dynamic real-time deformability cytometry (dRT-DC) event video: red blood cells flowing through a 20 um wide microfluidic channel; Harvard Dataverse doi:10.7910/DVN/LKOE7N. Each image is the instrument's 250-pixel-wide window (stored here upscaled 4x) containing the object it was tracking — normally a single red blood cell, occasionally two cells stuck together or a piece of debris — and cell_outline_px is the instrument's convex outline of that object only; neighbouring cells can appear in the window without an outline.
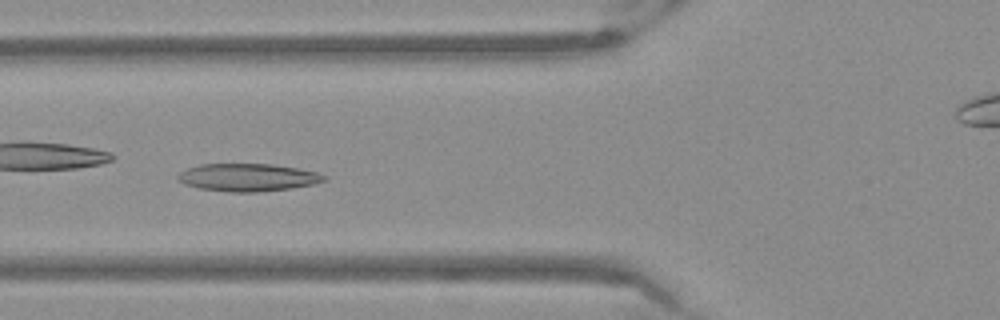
{"species": "Egyptian fruit bat (a non-hibernating species)", "species_latin": "Rousettus aegyptiacus", "temperature_condition": "warm", "stored_images_in_passage": 54, "camera_frame_rate_fps": 3000, "um_per_image_px": 0.085, "frame": {"image": 1, "passage_image": 20, "time_ms": 6.333, "image_size_px": [1000, 320], "cell_outline_px": [[328, 180], [312, 184], [292, 188], [256, 192], [228, 192], [200, 188], [184, 184], [176, 176], [180, 172], [188, 168], [200, 164], [272, 164], [300, 168], [316, 172], [328, 176]], "centroid_in_image_um": [21.1, 15.07], "position_along_channel_um": 104.7, "area_um2": 23.64}}
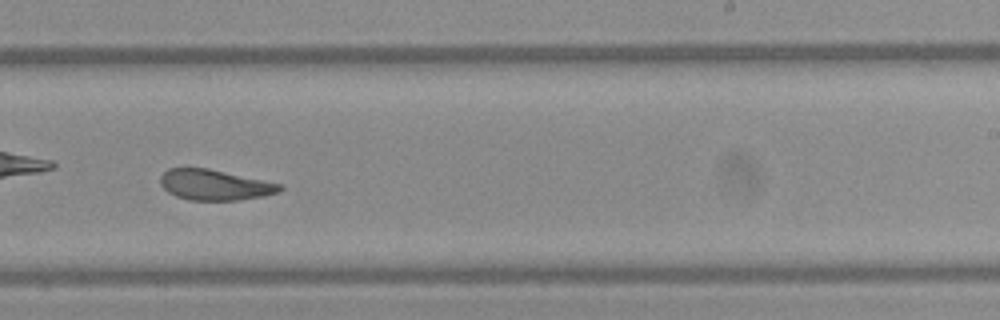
{"frame": {"image": 2, "passage_image": 33, "time_ms": 10.667, "image_size_px": [1000, 320], "cell_outline_px": [[284, 188], [280, 192], [264, 196], [236, 200], [188, 200], [176, 196], [168, 192], [160, 184], [160, 176], [168, 168], [208, 168], [284, 184]], "centroid_in_image_um": [18.28, 15.71], "position_along_channel_um": 270.7, "area_um2": 21.44}}
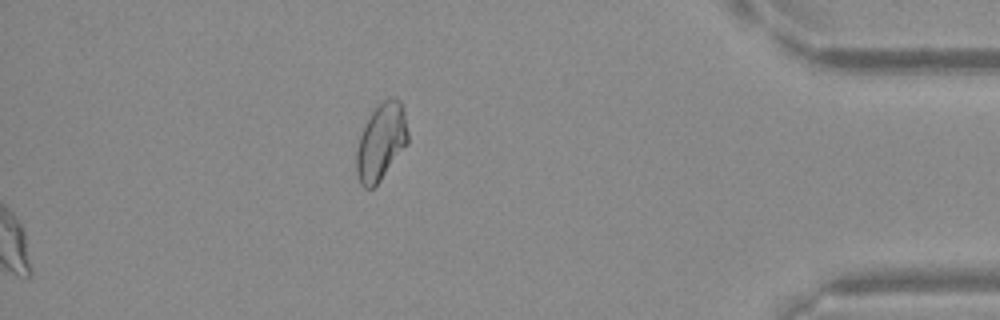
{"frame": {"image": 3, "passage_image": 54, "time_ms": 17.667, "image_size_px": [1000, 320], "cell_outline_px": [[408, 144], [380, 180], [372, 188], [364, 188], [360, 184], [356, 172], [356, 148], [360, 136], [372, 112], [384, 100], [392, 96], [396, 96], [400, 100], [404, 112], [408, 132]], "centroid_in_image_um": [32.4, 12.06], "position_along_channel_um": 402.8, "area_um2": 22.89}}